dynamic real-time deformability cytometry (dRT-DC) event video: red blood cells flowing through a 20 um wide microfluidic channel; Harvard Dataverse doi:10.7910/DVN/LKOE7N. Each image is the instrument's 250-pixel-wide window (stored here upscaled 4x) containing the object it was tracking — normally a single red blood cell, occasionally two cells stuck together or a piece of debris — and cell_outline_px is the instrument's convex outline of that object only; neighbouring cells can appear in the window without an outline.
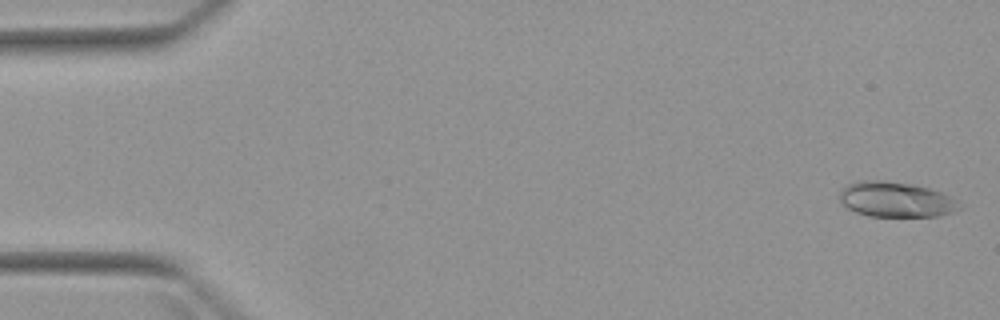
{"species": "Egyptian fruit bat (a non-hibernating species)", "species_latin": "Rousettus aegyptiacus", "temperature_condition": "warm", "stored_images_in_passage": 4, "camera_frame_rate_fps": 3000, "um_per_image_px": 0.085, "animal": {"sex": "female"}, "frame": {"image": 1, "passage_image": 1, "time_ms": 0.0, "image_size_px": [1000, 320], "cell_outline_px": [[964, 204], [956, 212], [940, 216], [868, 216], [856, 212], [848, 208], [840, 200], [840, 188], [856, 180], [884, 180], [916, 184], [940, 192]], "centroid_in_image_um": [76.17, 16.95], "position_along_channel_um": 8.8, "area_um2": 24.91}}
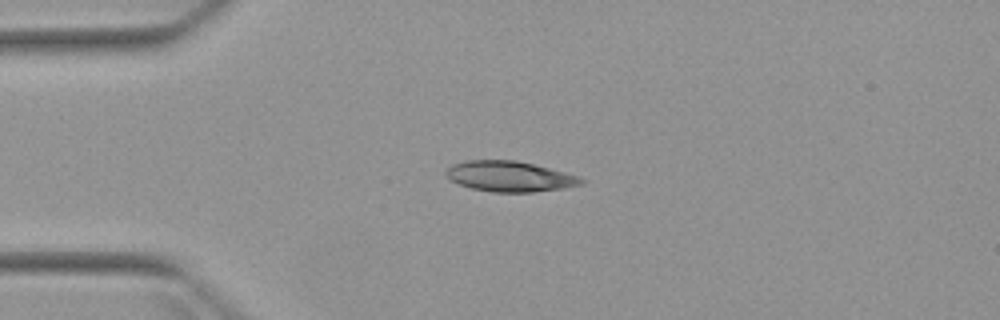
{"frame": {"image": 2, "passage_image": 4, "time_ms": 3.667, "image_size_px": [1000, 320], "cell_outline_px": [[584, 184], [564, 188], [532, 192], [492, 192], [472, 188], [460, 184], [452, 180], [444, 172], [452, 164], [468, 160], [516, 160], [564, 172], [576, 176], [584, 180]], "centroid_in_image_um": [43.31, 14.99], "position_along_channel_um": 41.7, "area_um2": 23.7}}